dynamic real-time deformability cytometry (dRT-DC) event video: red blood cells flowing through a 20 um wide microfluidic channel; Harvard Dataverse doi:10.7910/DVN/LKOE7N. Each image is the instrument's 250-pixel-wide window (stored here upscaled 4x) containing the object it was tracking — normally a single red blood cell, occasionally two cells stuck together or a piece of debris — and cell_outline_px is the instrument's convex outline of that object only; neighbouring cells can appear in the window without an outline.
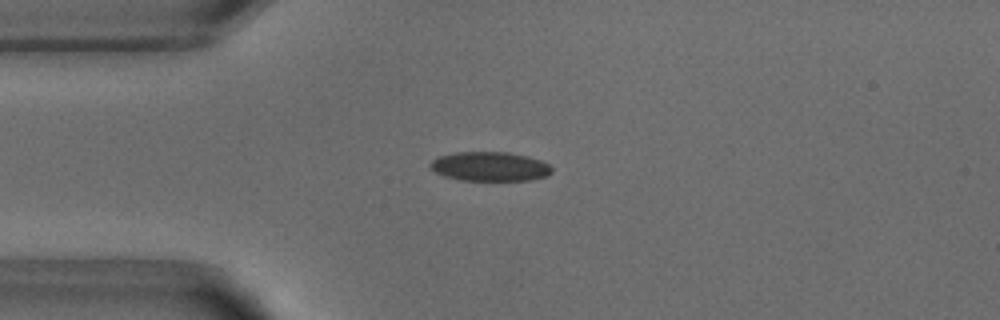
{"species": "common noctule bat (a hibernating species)", "species_latin": "Nyctalus noctula", "temperature_condition": "warm", "stored_images_in_passage": 51, "camera_frame_rate_fps": 3000, "um_per_image_px": 0.085, "animal": {"sex": "male", "body_mass_g": 18.8}, "frame": {"image": 1, "passage_image": 12, "time_ms": 3.667, "image_size_px": [1000, 320], "cell_outline_px": [[552, 172], [548, 176], [528, 180], [460, 180], [444, 176], [428, 168], [428, 164], [432, 160], [440, 156], [456, 152], [508, 152], [528, 156], [540, 160], [548, 164], [552, 168]], "centroid_in_image_um": [41.63, 14.15], "position_along_channel_um": 43.4, "area_um2": 20.81}}
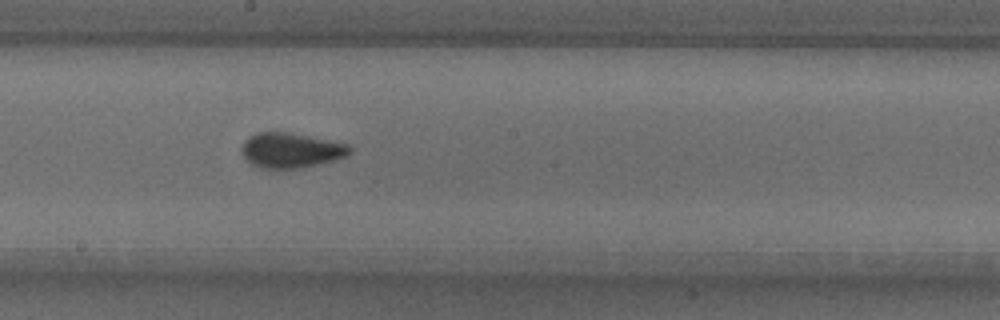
{"frame": {"image": 2, "passage_image": 27, "time_ms": 8.667, "image_size_px": [1000, 320], "cell_outline_px": [[352, 152], [348, 156], [300, 168], [260, 168], [252, 164], [244, 156], [240, 148], [244, 140], [248, 136], [256, 132], [288, 132], [348, 144], [352, 148]], "centroid_in_image_um": [24.71, 12.76], "position_along_channel_um": 223.5, "area_um2": 21.96}}
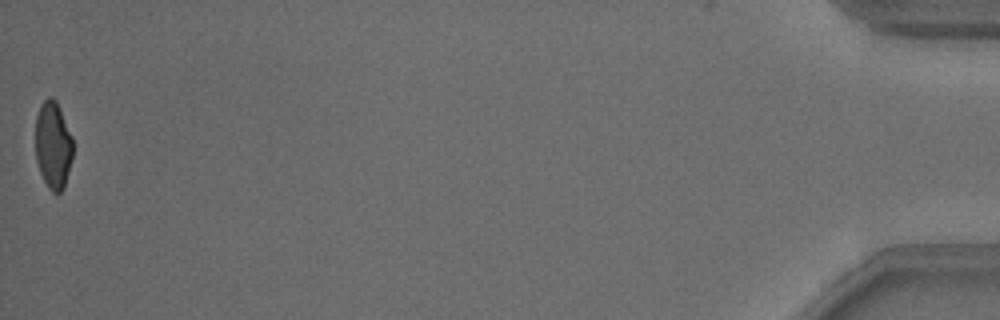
{"frame": {"image": 3, "passage_image": 51, "time_ms": 16.667, "image_size_px": [1000, 320], "cell_outline_px": [[72, 160], [64, 188], [60, 192], [52, 192], [48, 188], [40, 172], [36, 160], [36, 116], [40, 104], [48, 96], [52, 96], [56, 100], [72, 136]], "centroid_in_image_um": [4.51, 12.32], "position_along_channel_um": 430.7, "area_um2": 19.13}, "authors_computed_cell_mechanics": {"area_um2": 20.8658, "velocity_mm_per_s": 3.8793, "shape_relaxation_time_tau1_ms": 4.763, "shape_relaxation_time_tau2_ms": 0.7225, "deformation_change_tau1": 0.1421, "deformation_change_tau2": 0.0555}}